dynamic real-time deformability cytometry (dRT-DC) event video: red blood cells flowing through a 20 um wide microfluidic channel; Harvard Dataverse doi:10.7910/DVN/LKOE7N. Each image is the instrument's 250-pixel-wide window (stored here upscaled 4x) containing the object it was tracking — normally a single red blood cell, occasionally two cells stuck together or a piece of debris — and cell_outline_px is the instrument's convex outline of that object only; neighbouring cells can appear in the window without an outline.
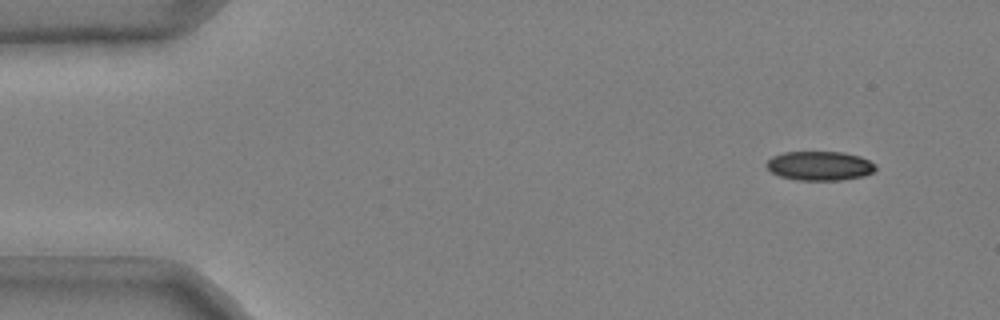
{"species": "common noctule bat (a hibernating species)", "species_latin": "Nyctalus noctula", "temperature_condition": "cold", "stored_images_in_passage": 47, "camera_frame_rate_fps": 3000, "um_per_image_px": 0.085, "animal": {"sex": "male", "body_mass_g": 20.4}, "frame": {"image": 1, "passage_image": 1, "time_ms": 0.0, "image_size_px": [1000, 320], "cell_outline_px": [[876, 168], [872, 172], [864, 176], [840, 180], [796, 180], [780, 176], [772, 172], [768, 168], [768, 160], [772, 156], [784, 152], [844, 152], [860, 156], [876, 164]], "centroid_in_image_um": [69.7, 14.09], "position_along_channel_um": 15.3, "area_um2": 18.5}}
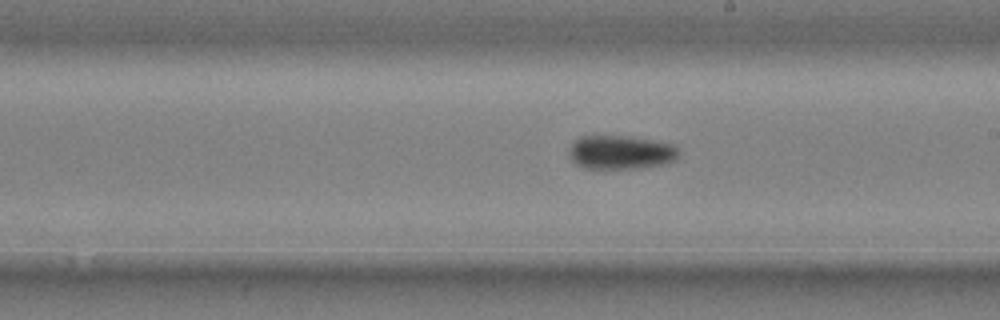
{"frame": {"image": 2, "passage_image": 27, "time_ms": 8.667, "image_size_px": [1000, 320], "cell_outline_px": [[680, 152], [676, 160], [668, 164], [640, 168], [584, 168], [576, 164], [572, 160], [568, 152], [568, 148], [580, 136], [620, 136], [648, 140], [672, 144]], "centroid_in_image_um": [52.76, 12.96], "position_along_channel_um": 236.2, "area_um2": 21.5}}
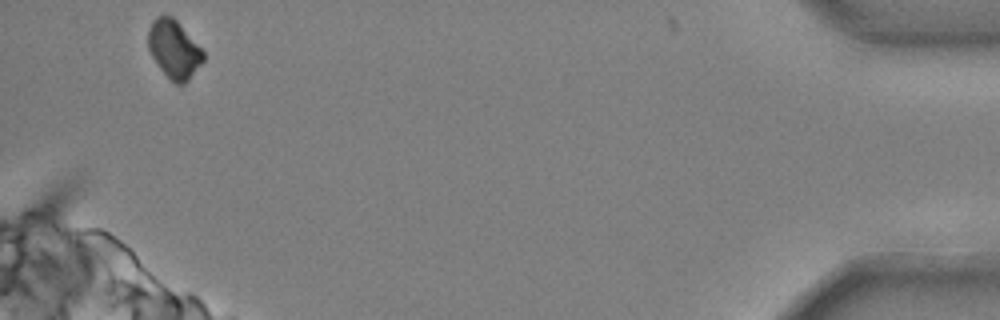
{"frame": {"image": 3, "passage_image": 47, "time_ms": 15.333, "image_size_px": [1000, 320], "cell_outline_px": [[204, 60], [188, 80], [184, 84], [176, 84], [160, 68], [152, 56], [148, 48], [148, 28], [152, 20], [156, 16], [164, 12], [172, 16], [176, 20], [204, 52]], "centroid_in_image_um": [14.76, 4.14], "position_along_channel_um": 420.4, "area_um2": 18.55}, "authors_computed_cell_mechanics": {"area_um2": 20.6346, "velocity_mm_per_s": 3.6966, "shape_relaxation_time_tau1_ms": 5.6827, "shape_relaxation_time_tau2_ms": null, "deformation_change_tau1": 0.1181, "deformation_change_tau2": null}}